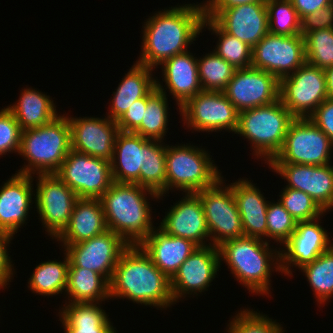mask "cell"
Masks as SVG:
<instances>
[{
  "label": "cell",
  "mask_w": 333,
  "mask_h": 333,
  "mask_svg": "<svg viewBox=\"0 0 333 333\" xmlns=\"http://www.w3.org/2000/svg\"><path fill=\"white\" fill-rule=\"evenodd\" d=\"M147 107V95L136 100L132 106L116 121L119 131L135 132L141 125Z\"/></svg>",
  "instance_id": "obj_46"
},
{
  "label": "cell",
  "mask_w": 333,
  "mask_h": 333,
  "mask_svg": "<svg viewBox=\"0 0 333 333\" xmlns=\"http://www.w3.org/2000/svg\"><path fill=\"white\" fill-rule=\"evenodd\" d=\"M306 62L302 35L285 36L267 33L252 48L251 66L273 74L279 81Z\"/></svg>",
  "instance_id": "obj_14"
},
{
  "label": "cell",
  "mask_w": 333,
  "mask_h": 333,
  "mask_svg": "<svg viewBox=\"0 0 333 333\" xmlns=\"http://www.w3.org/2000/svg\"><path fill=\"white\" fill-rule=\"evenodd\" d=\"M306 61L321 69L333 66V28H324L304 36Z\"/></svg>",
  "instance_id": "obj_41"
},
{
  "label": "cell",
  "mask_w": 333,
  "mask_h": 333,
  "mask_svg": "<svg viewBox=\"0 0 333 333\" xmlns=\"http://www.w3.org/2000/svg\"><path fill=\"white\" fill-rule=\"evenodd\" d=\"M296 225V220L278 200L277 202L269 201L267 206V242L270 243L272 239L277 245L280 243L279 245L283 246L295 231ZM269 238L270 240H268Z\"/></svg>",
  "instance_id": "obj_43"
},
{
  "label": "cell",
  "mask_w": 333,
  "mask_h": 333,
  "mask_svg": "<svg viewBox=\"0 0 333 333\" xmlns=\"http://www.w3.org/2000/svg\"><path fill=\"white\" fill-rule=\"evenodd\" d=\"M333 142L309 118H295L280 152L269 163L327 165L332 163Z\"/></svg>",
  "instance_id": "obj_8"
},
{
  "label": "cell",
  "mask_w": 333,
  "mask_h": 333,
  "mask_svg": "<svg viewBox=\"0 0 333 333\" xmlns=\"http://www.w3.org/2000/svg\"><path fill=\"white\" fill-rule=\"evenodd\" d=\"M166 147L165 142L148 139V152L145 166L140 168L139 186L145 187L166 197Z\"/></svg>",
  "instance_id": "obj_36"
},
{
  "label": "cell",
  "mask_w": 333,
  "mask_h": 333,
  "mask_svg": "<svg viewBox=\"0 0 333 333\" xmlns=\"http://www.w3.org/2000/svg\"><path fill=\"white\" fill-rule=\"evenodd\" d=\"M323 216L324 214L311 221L297 222L295 231L283 244V248H280L282 274L292 277L293 267L301 269L333 246L327 230L320 225L323 223Z\"/></svg>",
  "instance_id": "obj_16"
},
{
  "label": "cell",
  "mask_w": 333,
  "mask_h": 333,
  "mask_svg": "<svg viewBox=\"0 0 333 333\" xmlns=\"http://www.w3.org/2000/svg\"><path fill=\"white\" fill-rule=\"evenodd\" d=\"M70 150L69 121L67 114H61L46 125L22 131L18 155L27 164L24 162V167L16 173L32 176L55 174Z\"/></svg>",
  "instance_id": "obj_5"
},
{
  "label": "cell",
  "mask_w": 333,
  "mask_h": 333,
  "mask_svg": "<svg viewBox=\"0 0 333 333\" xmlns=\"http://www.w3.org/2000/svg\"><path fill=\"white\" fill-rule=\"evenodd\" d=\"M168 95L156 86L147 94V107L140 127L134 132L147 139L164 141L170 121Z\"/></svg>",
  "instance_id": "obj_34"
},
{
  "label": "cell",
  "mask_w": 333,
  "mask_h": 333,
  "mask_svg": "<svg viewBox=\"0 0 333 333\" xmlns=\"http://www.w3.org/2000/svg\"><path fill=\"white\" fill-rule=\"evenodd\" d=\"M70 125L71 149L90 156L112 160L115 139L119 132L116 121L107 115L99 117L67 116Z\"/></svg>",
  "instance_id": "obj_20"
},
{
  "label": "cell",
  "mask_w": 333,
  "mask_h": 333,
  "mask_svg": "<svg viewBox=\"0 0 333 333\" xmlns=\"http://www.w3.org/2000/svg\"><path fill=\"white\" fill-rule=\"evenodd\" d=\"M34 176L15 173L0 187V232L15 235L35 203Z\"/></svg>",
  "instance_id": "obj_23"
},
{
  "label": "cell",
  "mask_w": 333,
  "mask_h": 333,
  "mask_svg": "<svg viewBox=\"0 0 333 333\" xmlns=\"http://www.w3.org/2000/svg\"><path fill=\"white\" fill-rule=\"evenodd\" d=\"M139 246L154 265L170 279L198 248L192 241L168 235L159 227H156Z\"/></svg>",
  "instance_id": "obj_25"
},
{
  "label": "cell",
  "mask_w": 333,
  "mask_h": 333,
  "mask_svg": "<svg viewBox=\"0 0 333 333\" xmlns=\"http://www.w3.org/2000/svg\"><path fill=\"white\" fill-rule=\"evenodd\" d=\"M279 92L280 81L273 74L252 66L236 69L223 91L239 112L272 104Z\"/></svg>",
  "instance_id": "obj_17"
},
{
  "label": "cell",
  "mask_w": 333,
  "mask_h": 333,
  "mask_svg": "<svg viewBox=\"0 0 333 333\" xmlns=\"http://www.w3.org/2000/svg\"><path fill=\"white\" fill-rule=\"evenodd\" d=\"M100 304L102 302L65 303L58 312L64 333H117Z\"/></svg>",
  "instance_id": "obj_29"
},
{
  "label": "cell",
  "mask_w": 333,
  "mask_h": 333,
  "mask_svg": "<svg viewBox=\"0 0 333 333\" xmlns=\"http://www.w3.org/2000/svg\"><path fill=\"white\" fill-rule=\"evenodd\" d=\"M240 213L244 236L267 242V206L264 193L248 178L230 184Z\"/></svg>",
  "instance_id": "obj_27"
},
{
  "label": "cell",
  "mask_w": 333,
  "mask_h": 333,
  "mask_svg": "<svg viewBox=\"0 0 333 333\" xmlns=\"http://www.w3.org/2000/svg\"><path fill=\"white\" fill-rule=\"evenodd\" d=\"M153 71L154 69L135 62L113 92L105 115L117 121L136 100L145 97L156 86Z\"/></svg>",
  "instance_id": "obj_30"
},
{
  "label": "cell",
  "mask_w": 333,
  "mask_h": 333,
  "mask_svg": "<svg viewBox=\"0 0 333 333\" xmlns=\"http://www.w3.org/2000/svg\"><path fill=\"white\" fill-rule=\"evenodd\" d=\"M161 65V77L165 85L163 87V82L161 83L156 77V88L166 95L169 91L178 105L177 109L203 91L199 81L197 57H194L190 50L170 57Z\"/></svg>",
  "instance_id": "obj_24"
},
{
  "label": "cell",
  "mask_w": 333,
  "mask_h": 333,
  "mask_svg": "<svg viewBox=\"0 0 333 333\" xmlns=\"http://www.w3.org/2000/svg\"><path fill=\"white\" fill-rule=\"evenodd\" d=\"M111 298H126L161 310L175 304L171 279L154 265L139 245H129L121 253L110 281Z\"/></svg>",
  "instance_id": "obj_2"
},
{
  "label": "cell",
  "mask_w": 333,
  "mask_h": 333,
  "mask_svg": "<svg viewBox=\"0 0 333 333\" xmlns=\"http://www.w3.org/2000/svg\"><path fill=\"white\" fill-rule=\"evenodd\" d=\"M324 28H333V3L308 14L301 20V35L303 37L309 32Z\"/></svg>",
  "instance_id": "obj_45"
},
{
  "label": "cell",
  "mask_w": 333,
  "mask_h": 333,
  "mask_svg": "<svg viewBox=\"0 0 333 333\" xmlns=\"http://www.w3.org/2000/svg\"><path fill=\"white\" fill-rule=\"evenodd\" d=\"M300 270L304 273L318 306L327 304L333 297V246Z\"/></svg>",
  "instance_id": "obj_35"
},
{
  "label": "cell",
  "mask_w": 333,
  "mask_h": 333,
  "mask_svg": "<svg viewBox=\"0 0 333 333\" xmlns=\"http://www.w3.org/2000/svg\"><path fill=\"white\" fill-rule=\"evenodd\" d=\"M279 197L278 201L296 222L311 221L325 214L311 196L301 190L284 187Z\"/></svg>",
  "instance_id": "obj_42"
},
{
  "label": "cell",
  "mask_w": 333,
  "mask_h": 333,
  "mask_svg": "<svg viewBox=\"0 0 333 333\" xmlns=\"http://www.w3.org/2000/svg\"><path fill=\"white\" fill-rule=\"evenodd\" d=\"M149 196L161 200L160 195L145 187L113 182L99 198L108 230L128 245H139L156 228Z\"/></svg>",
  "instance_id": "obj_3"
},
{
  "label": "cell",
  "mask_w": 333,
  "mask_h": 333,
  "mask_svg": "<svg viewBox=\"0 0 333 333\" xmlns=\"http://www.w3.org/2000/svg\"><path fill=\"white\" fill-rule=\"evenodd\" d=\"M294 119L279 99L266 106L240 111L235 134L248 139L252 155L268 164L282 149Z\"/></svg>",
  "instance_id": "obj_6"
},
{
  "label": "cell",
  "mask_w": 333,
  "mask_h": 333,
  "mask_svg": "<svg viewBox=\"0 0 333 333\" xmlns=\"http://www.w3.org/2000/svg\"><path fill=\"white\" fill-rule=\"evenodd\" d=\"M35 208L45 231L55 239L68 226L77 194L56 174H37Z\"/></svg>",
  "instance_id": "obj_11"
},
{
  "label": "cell",
  "mask_w": 333,
  "mask_h": 333,
  "mask_svg": "<svg viewBox=\"0 0 333 333\" xmlns=\"http://www.w3.org/2000/svg\"><path fill=\"white\" fill-rule=\"evenodd\" d=\"M232 320L227 325L228 333H284L280 323L272 318H269L265 313L254 311L253 309L240 308Z\"/></svg>",
  "instance_id": "obj_40"
},
{
  "label": "cell",
  "mask_w": 333,
  "mask_h": 333,
  "mask_svg": "<svg viewBox=\"0 0 333 333\" xmlns=\"http://www.w3.org/2000/svg\"><path fill=\"white\" fill-rule=\"evenodd\" d=\"M197 62L203 91L223 92L236 70L214 51L198 57Z\"/></svg>",
  "instance_id": "obj_38"
},
{
  "label": "cell",
  "mask_w": 333,
  "mask_h": 333,
  "mask_svg": "<svg viewBox=\"0 0 333 333\" xmlns=\"http://www.w3.org/2000/svg\"><path fill=\"white\" fill-rule=\"evenodd\" d=\"M22 130L14 114L6 107L0 110V157L7 153L19 154Z\"/></svg>",
  "instance_id": "obj_44"
},
{
  "label": "cell",
  "mask_w": 333,
  "mask_h": 333,
  "mask_svg": "<svg viewBox=\"0 0 333 333\" xmlns=\"http://www.w3.org/2000/svg\"><path fill=\"white\" fill-rule=\"evenodd\" d=\"M272 172L278 173L288 185L284 187L301 190L325 212L333 208V165H303L291 163H268Z\"/></svg>",
  "instance_id": "obj_19"
},
{
  "label": "cell",
  "mask_w": 333,
  "mask_h": 333,
  "mask_svg": "<svg viewBox=\"0 0 333 333\" xmlns=\"http://www.w3.org/2000/svg\"><path fill=\"white\" fill-rule=\"evenodd\" d=\"M183 126L195 132H221L235 134L239 111L223 92L202 91L190 98L179 109Z\"/></svg>",
  "instance_id": "obj_10"
},
{
  "label": "cell",
  "mask_w": 333,
  "mask_h": 333,
  "mask_svg": "<svg viewBox=\"0 0 333 333\" xmlns=\"http://www.w3.org/2000/svg\"><path fill=\"white\" fill-rule=\"evenodd\" d=\"M291 2L302 20L308 14L332 4L333 0H291Z\"/></svg>",
  "instance_id": "obj_49"
},
{
  "label": "cell",
  "mask_w": 333,
  "mask_h": 333,
  "mask_svg": "<svg viewBox=\"0 0 333 333\" xmlns=\"http://www.w3.org/2000/svg\"><path fill=\"white\" fill-rule=\"evenodd\" d=\"M206 1L171 6L154 13L142 25L137 63L156 69L176 54L187 51L202 33Z\"/></svg>",
  "instance_id": "obj_1"
},
{
  "label": "cell",
  "mask_w": 333,
  "mask_h": 333,
  "mask_svg": "<svg viewBox=\"0 0 333 333\" xmlns=\"http://www.w3.org/2000/svg\"><path fill=\"white\" fill-rule=\"evenodd\" d=\"M269 33L274 35H301V19L291 0H267Z\"/></svg>",
  "instance_id": "obj_39"
},
{
  "label": "cell",
  "mask_w": 333,
  "mask_h": 333,
  "mask_svg": "<svg viewBox=\"0 0 333 333\" xmlns=\"http://www.w3.org/2000/svg\"><path fill=\"white\" fill-rule=\"evenodd\" d=\"M148 139L134 132L119 131L111 160L113 182L139 185L140 168L145 166Z\"/></svg>",
  "instance_id": "obj_26"
},
{
  "label": "cell",
  "mask_w": 333,
  "mask_h": 333,
  "mask_svg": "<svg viewBox=\"0 0 333 333\" xmlns=\"http://www.w3.org/2000/svg\"><path fill=\"white\" fill-rule=\"evenodd\" d=\"M175 145L167 144L166 147V193L173 189L196 193L214 185L222 177L205 148L190 143Z\"/></svg>",
  "instance_id": "obj_7"
},
{
  "label": "cell",
  "mask_w": 333,
  "mask_h": 333,
  "mask_svg": "<svg viewBox=\"0 0 333 333\" xmlns=\"http://www.w3.org/2000/svg\"><path fill=\"white\" fill-rule=\"evenodd\" d=\"M326 79V93L328 99H333V66L324 69Z\"/></svg>",
  "instance_id": "obj_51"
},
{
  "label": "cell",
  "mask_w": 333,
  "mask_h": 333,
  "mask_svg": "<svg viewBox=\"0 0 333 333\" xmlns=\"http://www.w3.org/2000/svg\"><path fill=\"white\" fill-rule=\"evenodd\" d=\"M65 294L68 297L66 303L104 302L110 300V282L95 271L68 268Z\"/></svg>",
  "instance_id": "obj_32"
},
{
  "label": "cell",
  "mask_w": 333,
  "mask_h": 333,
  "mask_svg": "<svg viewBox=\"0 0 333 333\" xmlns=\"http://www.w3.org/2000/svg\"><path fill=\"white\" fill-rule=\"evenodd\" d=\"M309 119L333 142V99H325Z\"/></svg>",
  "instance_id": "obj_48"
},
{
  "label": "cell",
  "mask_w": 333,
  "mask_h": 333,
  "mask_svg": "<svg viewBox=\"0 0 333 333\" xmlns=\"http://www.w3.org/2000/svg\"><path fill=\"white\" fill-rule=\"evenodd\" d=\"M223 176L212 186L196 194L199 196L210 234V245L244 236L240 213L230 184Z\"/></svg>",
  "instance_id": "obj_9"
},
{
  "label": "cell",
  "mask_w": 333,
  "mask_h": 333,
  "mask_svg": "<svg viewBox=\"0 0 333 333\" xmlns=\"http://www.w3.org/2000/svg\"><path fill=\"white\" fill-rule=\"evenodd\" d=\"M129 245L111 230L91 239L67 245L69 268H84L103 275L109 282L121 253Z\"/></svg>",
  "instance_id": "obj_15"
},
{
  "label": "cell",
  "mask_w": 333,
  "mask_h": 333,
  "mask_svg": "<svg viewBox=\"0 0 333 333\" xmlns=\"http://www.w3.org/2000/svg\"><path fill=\"white\" fill-rule=\"evenodd\" d=\"M173 203L159 224V228L168 235L192 241L198 247L210 245L209 229L202 203L196 193H184Z\"/></svg>",
  "instance_id": "obj_22"
},
{
  "label": "cell",
  "mask_w": 333,
  "mask_h": 333,
  "mask_svg": "<svg viewBox=\"0 0 333 333\" xmlns=\"http://www.w3.org/2000/svg\"><path fill=\"white\" fill-rule=\"evenodd\" d=\"M107 230L100 199L79 198L75 202L68 226L56 239L65 248L101 235Z\"/></svg>",
  "instance_id": "obj_28"
},
{
  "label": "cell",
  "mask_w": 333,
  "mask_h": 333,
  "mask_svg": "<svg viewBox=\"0 0 333 333\" xmlns=\"http://www.w3.org/2000/svg\"><path fill=\"white\" fill-rule=\"evenodd\" d=\"M224 32L253 48L269 33L266 3H249L223 9L221 12H204Z\"/></svg>",
  "instance_id": "obj_21"
},
{
  "label": "cell",
  "mask_w": 333,
  "mask_h": 333,
  "mask_svg": "<svg viewBox=\"0 0 333 333\" xmlns=\"http://www.w3.org/2000/svg\"><path fill=\"white\" fill-rule=\"evenodd\" d=\"M267 0H206L204 12H221L223 9L249 3H266Z\"/></svg>",
  "instance_id": "obj_50"
},
{
  "label": "cell",
  "mask_w": 333,
  "mask_h": 333,
  "mask_svg": "<svg viewBox=\"0 0 333 333\" xmlns=\"http://www.w3.org/2000/svg\"><path fill=\"white\" fill-rule=\"evenodd\" d=\"M217 246L198 247L171 278V289L175 304L187 295L197 296L207 291L221 268ZM200 292V293H199Z\"/></svg>",
  "instance_id": "obj_18"
},
{
  "label": "cell",
  "mask_w": 333,
  "mask_h": 333,
  "mask_svg": "<svg viewBox=\"0 0 333 333\" xmlns=\"http://www.w3.org/2000/svg\"><path fill=\"white\" fill-rule=\"evenodd\" d=\"M52 98L35 88L22 89L19 99L7 108L14 114L21 130L37 128L52 122L60 114Z\"/></svg>",
  "instance_id": "obj_31"
},
{
  "label": "cell",
  "mask_w": 333,
  "mask_h": 333,
  "mask_svg": "<svg viewBox=\"0 0 333 333\" xmlns=\"http://www.w3.org/2000/svg\"><path fill=\"white\" fill-rule=\"evenodd\" d=\"M55 174L78 198L99 199L113 183L110 161L72 149Z\"/></svg>",
  "instance_id": "obj_13"
},
{
  "label": "cell",
  "mask_w": 333,
  "mask_h": 333,
  "mask_svg": "<svg viewBox=\"0 0 333 333\" xmlns=\"http://www.w3.org/2000/svg\"><path fill=\"white\" fill-rule=\"evenodd\" d=\"M63 261L48 260L39 263L29 278L28 289L44 297L55 296L66 291L69 257L64 251Z\"/></svg>",
  "instance_id": "obj_33"
},
{
  "label": "cell",
  "mask_w": 333,
  "mask_h": 333,
  "mask_svg": "<svg viewBox=\"0 0 333 333\" xmlns=\"http://www.w3.org/2000/svg\"><path fill=\"white\" fill-rule=\"evenodd\" d=\"M270 244L262 239L241 236L218 246L220 262L224 261L234 280L253 295L271 296L272 272H281L280 247L277 250Z\"/></svg>",
  "instance_id": "obj_4"
},
{
  "label": "cell",
  "mask_w": 333,
  "mask_h": 333,
  "mask_svg": "<svg viewBox=\"0 0 333 333\" xmlns=\"http://www.w3.org/2000/svg\"><path fill=\"white\" fill-rule=\"evenodd\" d=\"M14 239V235L0 232V290L6 289L8 285H10L9 282L13 280V275L15 273V269L13 267L12 260L10 259L11 256H9V244ZM14 271V272H13Z\"/></svg>",
  "instance_id": "obj_47"
},
{
  "label": "cell",
  "mask_w": 333,
  "mask_h": 333,
  "mask_svg": "<svg viewBox=\"0 0 333 333\" xmlns=\"http://www.w3.org/2000/svg\"><path fill=\"white\" fill-rule=\"evenodd\" d=\"M327 98L324 70L307 61L280 80L279 99L295 118H309Z\"/></svg>",
  "instance_id": "obj_12"
},
{
  "label": "cell",
  "mask_w": 333,
  "mask_h": 333,
  "mask_svg": "<svg viewBox=\"0 0 333 333\" xmlns=\"http://www.w3.org/2000/svg\"><path fill=\"white\" fill-rule=\"evenodd\" d=\"M206 28L218 37L214 52L236 69L251 67L252 48L247 43L224 32L212 19L204 17L202 30Z\"/></svg>",
  "instance_id": "obj_37"
}]
</instances>
